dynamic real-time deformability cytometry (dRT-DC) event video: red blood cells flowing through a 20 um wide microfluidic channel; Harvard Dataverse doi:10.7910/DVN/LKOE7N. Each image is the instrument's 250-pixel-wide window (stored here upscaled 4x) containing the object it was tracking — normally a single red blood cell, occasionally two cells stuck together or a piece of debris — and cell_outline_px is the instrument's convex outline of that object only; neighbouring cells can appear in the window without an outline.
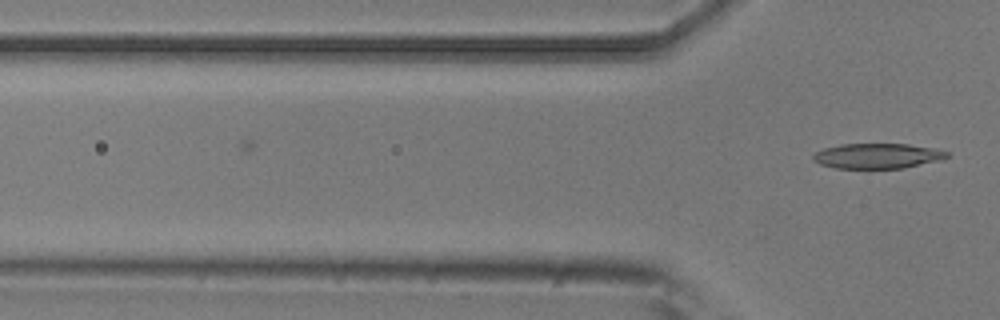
{"species": "common noctule bat (a hibernating species)", "species_latin": "Nyctalus noctula", "temperature_condition": "room temperature", "stored_images_in_passage": 3, "camera_frame_rate_fps": 3000, "um_per_image_px": 0.085, "animal": {"sex": "male", "body_mass_g": 20.5, "forearm_length_mm": 52.5}, "frame": {"image": 1, "passage_image": 3, "time_ms": 0.667, "image_size_px": [1000, 320], "cell_outline_px": [[948, 156], [940, 160], [904, 168], [836, 168], [820, 164], [812, 160], [812, 156], [816, 152], [824, 148], [840, 144], [908, 144], [936, 148], [948, 152]], "centroid_in_image_um": [74.58, 13.25], "position_along_channel_um": 51.2, "area_um2": 19.59}}